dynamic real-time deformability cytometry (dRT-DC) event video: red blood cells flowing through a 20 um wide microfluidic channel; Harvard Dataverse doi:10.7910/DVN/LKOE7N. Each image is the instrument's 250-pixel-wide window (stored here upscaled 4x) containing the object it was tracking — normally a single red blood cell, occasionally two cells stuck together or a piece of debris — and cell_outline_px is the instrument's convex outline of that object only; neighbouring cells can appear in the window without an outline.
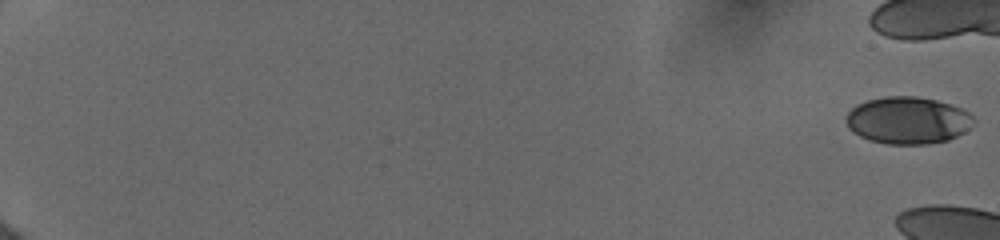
{"species": "human", "species_latin": "Homo sapiens", "temperature_condition": "cold", "stored_images_in_passage": 23, "camera_frame_rate_fps": 3000, "um_per_image_px": 0.085, "donor": {"sex": "female"}, "frame": {"image": 1, "passage_image": 1, "time_ms": 0.0, "image_size_px": [1000, 240], "cell_outline_px": [[976, 120], [964, 132], [948, 140], [928, 144], [888, 144], [868, 140], [860, 136], [848, 128], [848, 112], [856, 104], [868, 100], [884, 96], [916, 96], [936, 100], [960, 108], [968, 112]], "centroid_in_image_um": [77.16, 10.23], "position_along_channel_um": 7.8, "area_um2": 34.85}}